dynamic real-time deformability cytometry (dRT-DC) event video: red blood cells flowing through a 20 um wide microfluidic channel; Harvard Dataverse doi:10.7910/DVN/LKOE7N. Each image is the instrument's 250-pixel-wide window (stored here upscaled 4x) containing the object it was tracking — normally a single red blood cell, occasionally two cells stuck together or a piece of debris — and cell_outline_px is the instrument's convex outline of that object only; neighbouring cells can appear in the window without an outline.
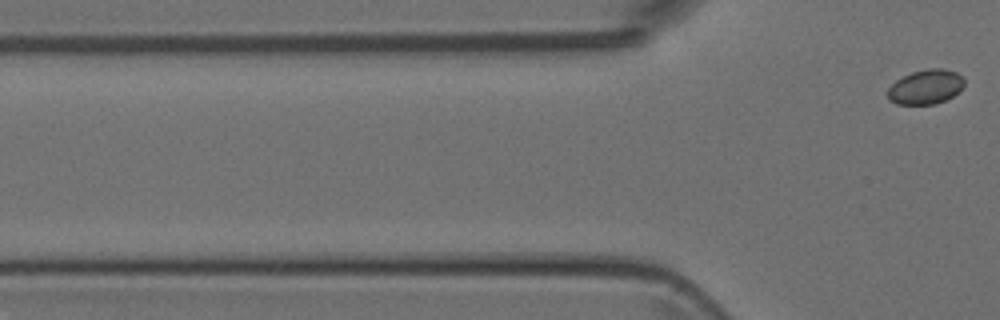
{"species": "Egyptian fruit bat (a non-hibernating species)", "species_latin": "Rousettus aegyptiacus", "temperature_condition": "room temperature", "stored_images_in_passage": 7, "segment_of_instrument_passage": [2, 2], "camera_frame_rate_fps": 3000, "um_per_image_px": 0.085, "animal": {"sex": "female"}, "frame": {"image": 1, "passage_image": 7, "time_ms": 6.667, "image_size_px": [1000, 320], "cell_outline_px": [[964, 84], [952, 96], [936, 104], [896, 104], [888, 100], [888, 88], [896, 80], [912, 72], [928, 68], [944, 68], [956, 72], [964, 80]], "centroid_in_image_um": [78.65, 7.38], "position_along_channel_um": 47.1, "area_um2": 15.26}}